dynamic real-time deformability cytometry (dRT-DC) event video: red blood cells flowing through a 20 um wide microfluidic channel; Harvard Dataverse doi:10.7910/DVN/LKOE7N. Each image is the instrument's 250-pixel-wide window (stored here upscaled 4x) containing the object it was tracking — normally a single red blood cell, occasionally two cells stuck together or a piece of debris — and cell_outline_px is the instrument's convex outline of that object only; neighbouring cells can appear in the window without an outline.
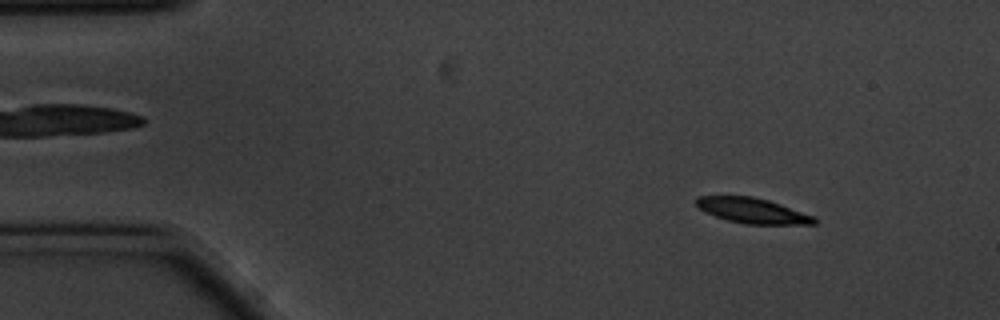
{"species": "common noctule bat (a hibernating species)", "species_latin": "Nyctalus noctula", "temperature_condition": "cold", "stored_images_in_passage": 51, "camera_frame_rate_fps": 3000, "um_per_image_px": 0.085, "animal": {"sex": "male", "body_mass_g": 20.1, "forearm_length_mm": 53.5}, "frame": {"image": 1, "passage_image": 1, "time_ms": 0.0, "image_size_px": [1000, 320], "cell_outline_px": [[820, 220], [816, 224], [744, 224], [728, 220], [704, 212], [692, 200], [696, 196], [752, 196], [768, 200], [816, 216]], "centroid_in_image_um": [63.98, 17.9], "position_along_channel_um": 21.0, "area_um2": 17.57}}
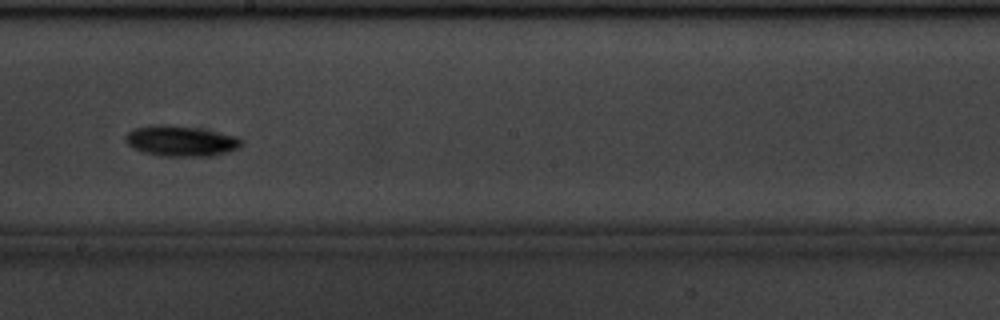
{"frame": {"image": 2, "passage_image": 26, "time_ms": 8.333, "image_size_px": [1000, 320], "cell_outline_px": [[244, 144], [240, 148], [228, 152], [208, 156], [160, 156], [144, 152], [132, 148], [124, 140], [124, 136], [128, 132], [136, 128], [156, 124], [160, 124], [192, 128], [240, 136], [244, 140]], "centroid_in_image_um": [15.4, 12.0], "position_along_channel_um": 232.8, "area_um2": 20.63}}
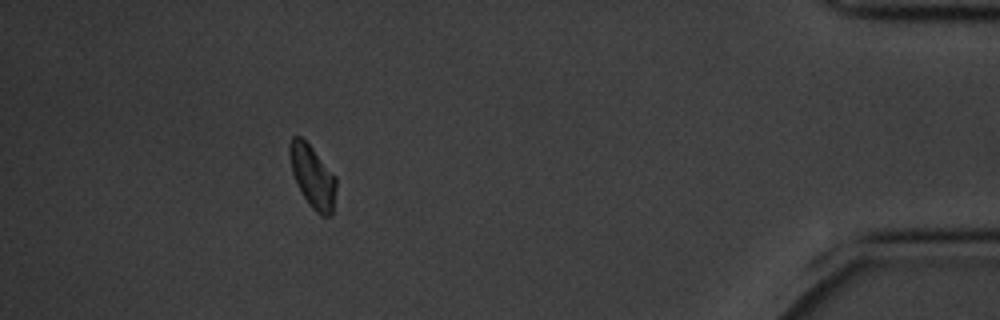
{"frame": {"image": 3, "passage_image": 46, "time_ms": 15.0, "image_size_px": [1000, 320], "cell_outline_px": [[336, 188], [332, 212], [328, 216], [320, 216], [312, 208], [304, 196], [292, 172], [288, 152], [288, 144], [292, 136], [300, 136], [312, 148], [336, 176]], "centroid_in_image_um": [26.56, 14.98], "position_along_channel_um": 408.6, "area_um2": 16.7}}